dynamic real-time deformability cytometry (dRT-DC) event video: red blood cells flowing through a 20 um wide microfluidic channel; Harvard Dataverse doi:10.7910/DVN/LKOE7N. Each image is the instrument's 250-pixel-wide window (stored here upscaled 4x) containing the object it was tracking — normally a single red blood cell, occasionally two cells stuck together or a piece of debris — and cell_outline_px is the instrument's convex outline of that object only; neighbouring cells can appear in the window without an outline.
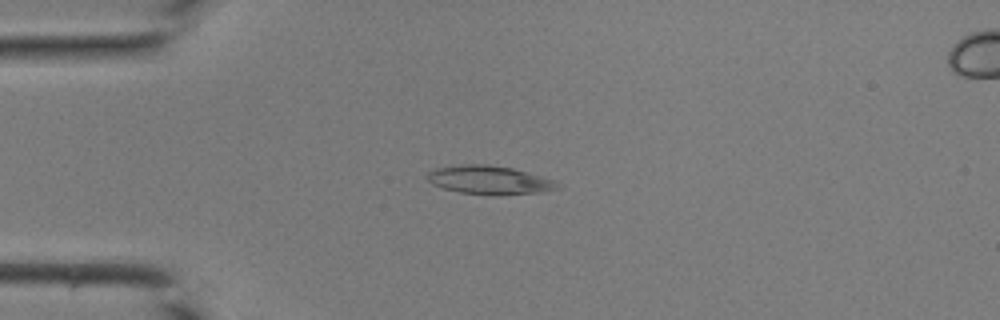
{"species": "common noctule bat (a hibernating species)", "species_latin": "Nyctalus noctula", "temperature_condition": "room temperature", "stored_images_in_passage": 37, "camera_frame_rate_fps": 3000, "um_per_image_px": 0.085, "animal": {"sex": "male", "body_mass_g": 19.0, "forearm_length_mm": 50.8}, "frame": {"image": 1, "passage_image": 5, "time_ms": 1.333, "image_size_px": [1000, 320], "cell_outline_px": [[560, 188], [540, 192], [460, 192], [444, 188], [432, 184], [428, 180], [428, 172], [436, 168], [460, 164], [488, 164], [512, 168], [556, 180], [560, 184]], "centroid_in_image_um": [41.59, 15.24], "position_along_channel_um": 43.4, "area_um2": 20.63}}
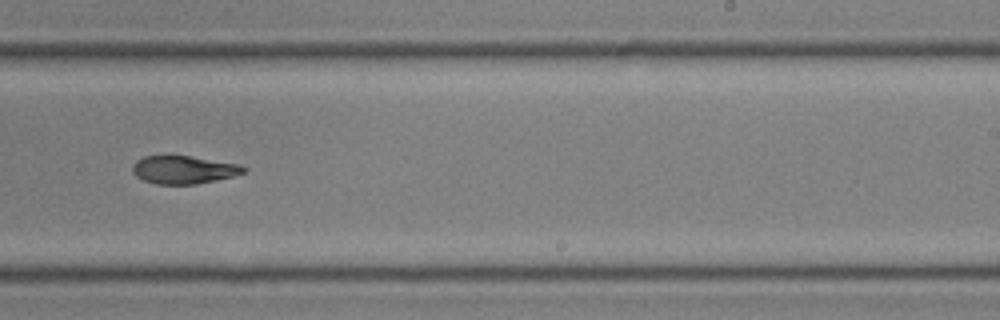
{"frame": {"image": 2, "passage_image": 21, "time_ms": 6.667, "image_size_px": [1000, 320], "cell_outline_px": [[248, 168], [244, 172], [232, 176], [196, 184], [156, 184], [144, 180], [136, 176], [132, 172], [132, 164], [136, 160], [144, 156], [188, 156], [236, 164]], "centroid_in_image_um": [15.55, 14.43], "position_along_channel_um": 273.5, "area_um2": 17.8}}
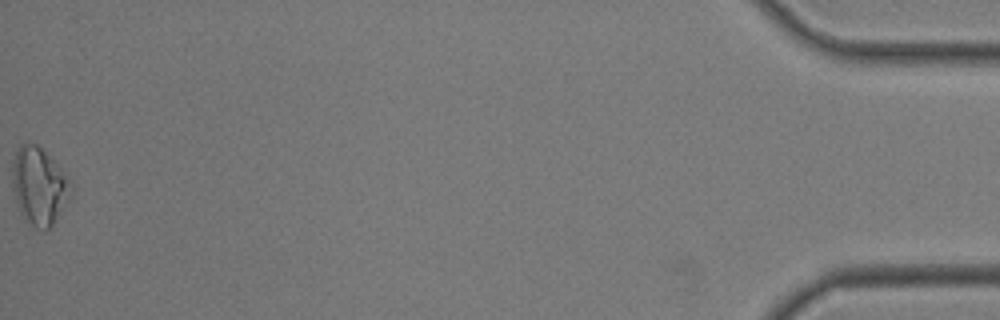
{"frame": {"image": 3, "passage_image": 37, "time_ms": 12.0, "image_size_px": [1000, 320], "cell_outline_px": [[72, 196], [52, 224], [44, 232], [36, 228], [24, 220], [20, 212], [16, 200], [12, 180], [12, 160], [20, 144], [36, 144], [68, 176], [72, 184]], "centroid_in_image_um": [3.33, 15.85], "position_along_channel_um": 431.9, "area_um2": 26.3}}